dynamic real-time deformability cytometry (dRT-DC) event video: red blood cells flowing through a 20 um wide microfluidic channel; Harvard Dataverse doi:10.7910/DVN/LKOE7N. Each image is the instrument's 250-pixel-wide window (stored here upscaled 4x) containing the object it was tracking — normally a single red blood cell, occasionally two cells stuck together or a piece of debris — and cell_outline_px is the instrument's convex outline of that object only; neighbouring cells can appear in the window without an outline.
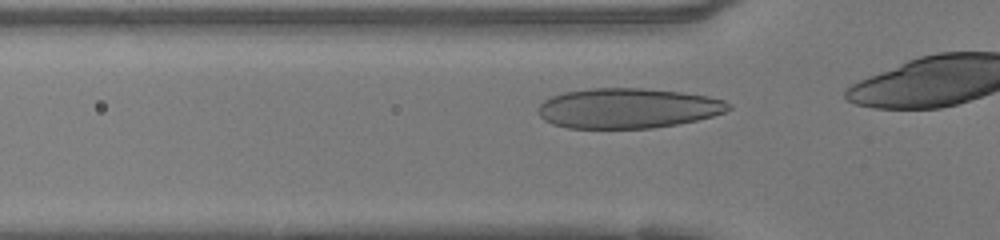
{"species": "human", "species_latin": "Homo sapiens", "temperature_condition": "warm", "stored_images_in_passage": 10, "camera_frame_rate_fps": 3000, "um_per_image_px": 0.085, "donor": {"sex": "female"}, "frame": {"image": 1, "passage_image": 5, "time_ms": 1.333, "image_size_px": [1000, 240], "cell_outline_px": [[732, 108], [724, 112], [712, 116], [696, 120], [676, 124], [652, 128], [568, 128], [552, 124], [544, 120], [540, 116], [540, 104], [544, 100], [552, 96], [564, 92], [592, 88], [644, 88], [680, 92], [708, 96], [724, 100], [732, 104]], "centroid_in_image_um": [53.38, 9.2], "position_along_channel_um": 72.4, "area_um2": 44.39}}
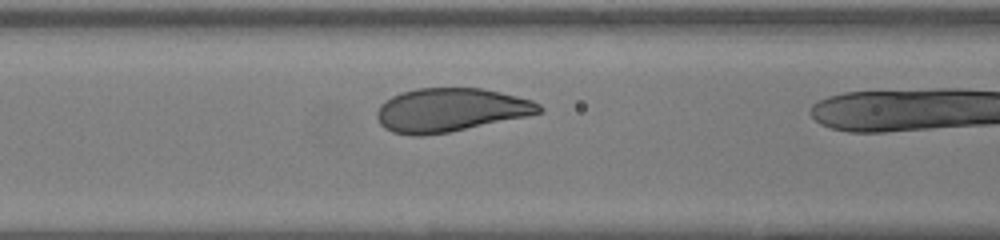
{"frame": {"image": 2, "passage_image": 9, "time_ms": 2.667, "image_size_px": [1000, 240], "cell_outline_px": [[544, 112], [528, 116], [448, 132], [420, 136], [412, 136], [392, 132], [384, 128], [380, 124], [376, 116], [376, 112], [380, 104], [384, 100], [400, 92], [416, 88], [480, 88], [500, 92], [532, 100], [540, 104], [544, 108]], "centroid_in_image_um": [38.27, 9.35], "position_along_channel_um": 128.3, "area_um2": 41.38}}